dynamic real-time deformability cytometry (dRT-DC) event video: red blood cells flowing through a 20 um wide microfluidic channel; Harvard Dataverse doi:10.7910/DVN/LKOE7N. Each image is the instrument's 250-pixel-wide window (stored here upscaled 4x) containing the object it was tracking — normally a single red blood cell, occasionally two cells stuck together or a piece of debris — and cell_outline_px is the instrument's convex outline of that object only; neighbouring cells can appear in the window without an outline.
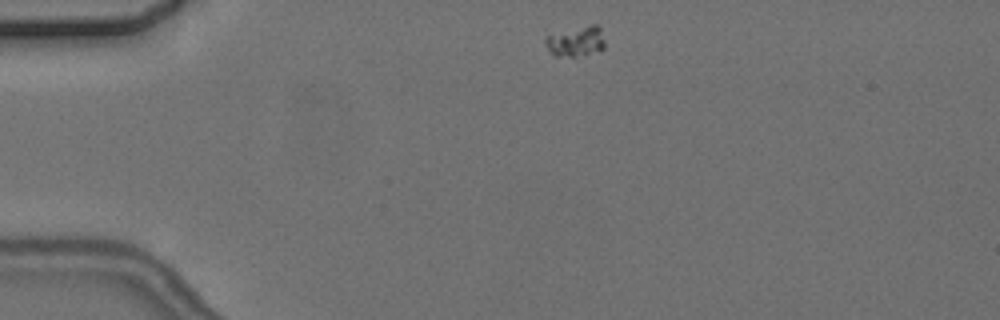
{"species": "common noctule bat (a hibernating species)", "species_latin": "Nyctalus noctula", "temperature_condition": "cold", "stored_images_in_passage": 4, "camera_frame_rate_fps": 3000, "um_per_image_px": 0.085, "animal": {"sex": "female", "body_mass_g": 24.6, "forearm_length_mm": 56.2}, "frame": {"image": 1, "passage_image": 1, "time_ms": 0.0, "image_size_px": [1000, 320], "cell_outline_px": [[604, 48], [600, 52], [572, 56], [552, 56], [544, 40], [548, 36], [592, 24], [600, 24], [604, 40]], "centroid_in_image_um": [49.02, 3.53], "position_along_channel_um": 36.0, "area_um2": 10.29}}